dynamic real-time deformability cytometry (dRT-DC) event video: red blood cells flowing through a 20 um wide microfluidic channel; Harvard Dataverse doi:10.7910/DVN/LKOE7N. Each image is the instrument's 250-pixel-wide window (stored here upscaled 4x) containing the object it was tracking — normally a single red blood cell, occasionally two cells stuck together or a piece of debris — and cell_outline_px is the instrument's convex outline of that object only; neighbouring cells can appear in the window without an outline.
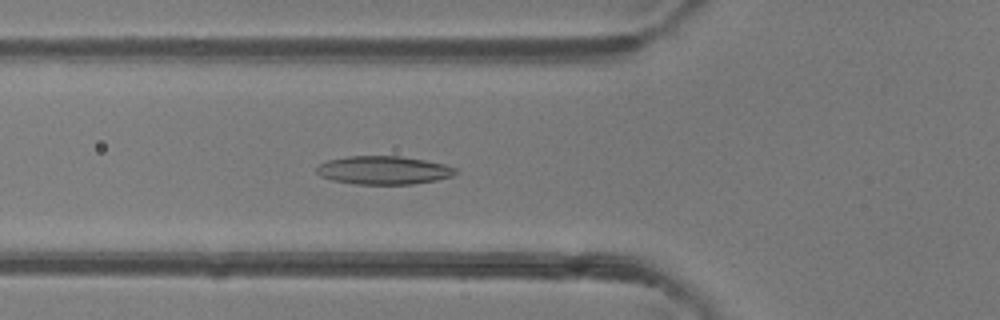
{"species": "common noctule bat (a hibernating species)", "species_latin": "Nyctalus noctula", "temperature_condition": "room temperature", "stored_images_in_passage": 46, "camera_frame_rate_fps": 3000, "um_per_image_px": 0.085, "animal": {"sex": "female"}, "frame": {"image": 1, "passage_image": 16, "time_ms": 5.0, "image_size_px": [1000, 320], "cell_outline_px": [[460, 172], [452, 176], [436, 180], [412, 184], [356, 184], [332, 180], [320, 176], [316, 172], [316, 168], [320, 164], [328, 160], [348, 156], [400, 156], [424, 160], [444, 164], [456, 168]], "centroid_in_image_um": [32.62, 14.47], "position_along_channel_um": 93.2, "area_um2": 22.95}}
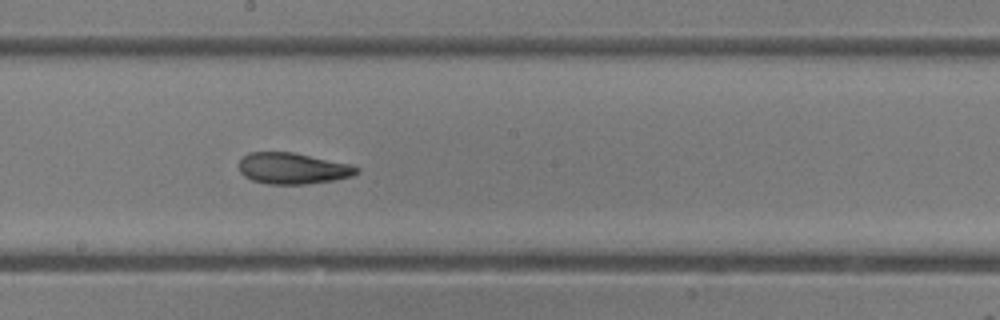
{"frame": {"image": 2, "passage_image": 25, "time_ms": 8.0, "image_size_px": [1000, 320], "cell_outline_px": [[360, 172], [352, 176], [332, 180], [308, 184], [268, 184], [252, 180], [244, 176], [240, 172], [240, 160], [248, 152], [292, 152], [352, 164], [360, 168]], "centroid_in_image_um": [24.91, 14.31], "position_along_channel_um": 223.3, "area_um2": 21.44}}
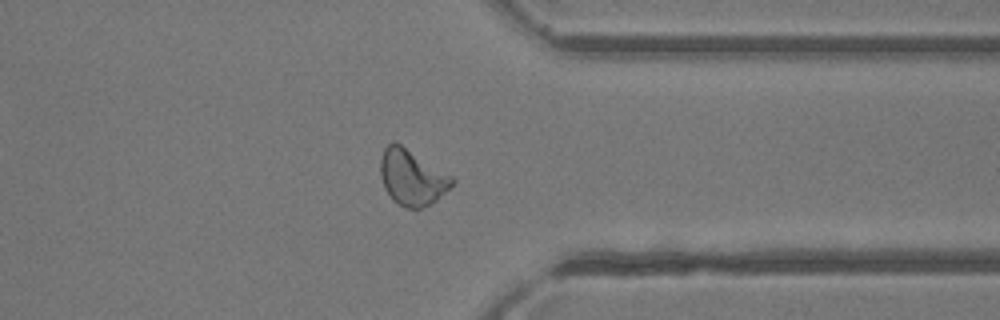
{"frame": {"image": 3, "passage_image": 36, "time_ms": 11.667, "image_size_px": [1000, 320], "cell_outline_px": [[456, 180], [436, 200], [424, 208], [404, 208], [392, 200], [384, 188], [380, 176], [380, 160], [384, 148], [388, 144], [400, 144], [452, 176]], "centroid_in_image_um": [34.99, 15.11], "position_along_channel_um": 376.4, "area_um2": 22.95}, "authors_computed_cell_mechanics": {"area_um2": 22.9177, "velocity_mm_per_s": 4.3157, "shape_relaxation_time_tau1_ms": 6.1296, "shape_relaxation_time_tau2_ms": 2.9634, "deformation_change_tau1": 0.1728, "deformation_change_tau2": 0.1022}}